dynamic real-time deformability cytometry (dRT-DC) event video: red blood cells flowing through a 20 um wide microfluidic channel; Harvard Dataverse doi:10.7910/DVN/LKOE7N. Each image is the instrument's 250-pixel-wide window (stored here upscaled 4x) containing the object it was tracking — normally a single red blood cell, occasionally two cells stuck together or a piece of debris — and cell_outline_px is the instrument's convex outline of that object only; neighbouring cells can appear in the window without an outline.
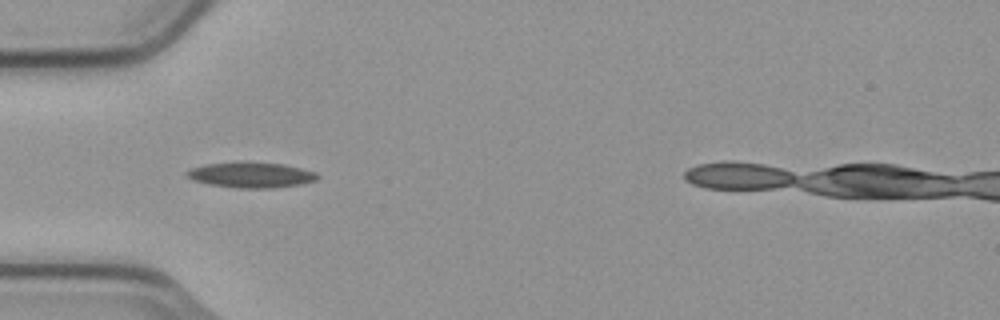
{"species": "common noctule bat (a hibernating species)", "species_latin": "Nyctalus noctula", "temperature_condition": "cold", "stored_images_in_passage": 7, "camera_frame_rate_fps": 3000, "um_per_image_px": 0.085, "animal": {"sex": "male", "body_mass_g": 23.1, "forearm_length_mm": 52.7}, "frame": {"image": 1, "passage_image": 4, "time_ms": 1.0, "image_size_px": [1000, 320], "cell_outline_px": [[320, 176], [316, 180], [300, 184], [272, 188], [236, 188], [208, 184], [192, 180], [184, 172], [192, 168], [204, 164], [284, 164], [316, 172]], "centroid_in_image_um": [21.35, 14.91], "position_along_channel_um": 63.6, "area_um2": 18.67}}
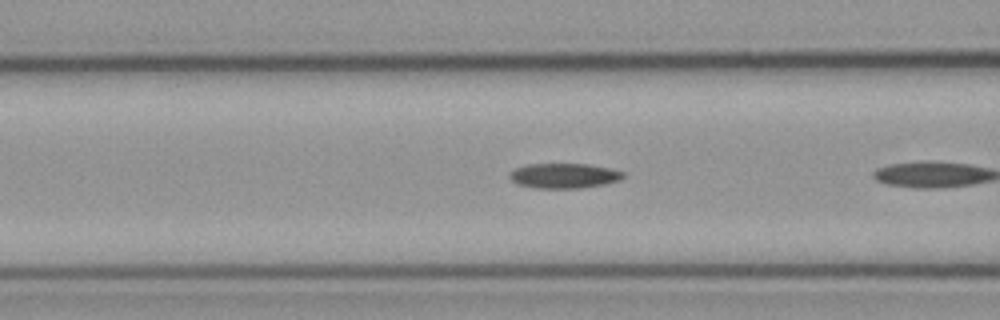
{"frame": {"image": 2, "passage_image": 6, "time_ms": 1.667, "image_size_px": [1000, 320], "cell_outline_px": [[624, 176], [616, 180], [604, 184], [580, 188], [536, 188], [516, 184], [508, 176], [516, 168], [528, 164], [588, 164], [608, 168], [624, 172]], "centroid_in_image_um": [47.9, 14.94], "position_along_channel_um": 118.7, "area_um2": 16.3}}